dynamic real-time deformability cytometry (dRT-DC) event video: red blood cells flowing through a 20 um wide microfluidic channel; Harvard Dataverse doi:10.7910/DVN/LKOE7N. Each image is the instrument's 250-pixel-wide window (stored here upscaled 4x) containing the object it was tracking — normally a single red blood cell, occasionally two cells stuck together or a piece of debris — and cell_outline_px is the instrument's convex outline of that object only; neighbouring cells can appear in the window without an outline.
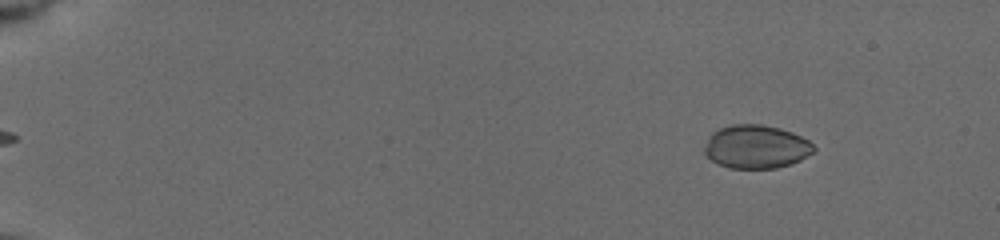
{"species": "common noctule bat (a hibernating species)", "species_latin": "Nyctalus noctula", "temperature_condition": "cold", "stored_images_in_passage": 5, "camera_frame_rate_fps": 3000, "um_per_image_px": 0.085, "animal": {"sex": "female", "body_mass_g": 19.5, "forearm_length_mm": 54.1}, "frame": {"image": 1, "passage_image": 1, "time_ms": 0.0, "image_size_px": [1000, 240], "cell_outline_px": [[816, 148], [812, 152], [800, 160], [792, 164], [776, 168], [728, 168], [712, 160], [704, 152], [704, 148], [708, 136], [712, 132], [720, 128], [732, 124], [760, 124], [780, 128], [792, 132], [808, 140]], "centroid_in_image_um": [64.26, 12.47], "position_along_channel_um": 20.7, "area_um2": 27.63}}